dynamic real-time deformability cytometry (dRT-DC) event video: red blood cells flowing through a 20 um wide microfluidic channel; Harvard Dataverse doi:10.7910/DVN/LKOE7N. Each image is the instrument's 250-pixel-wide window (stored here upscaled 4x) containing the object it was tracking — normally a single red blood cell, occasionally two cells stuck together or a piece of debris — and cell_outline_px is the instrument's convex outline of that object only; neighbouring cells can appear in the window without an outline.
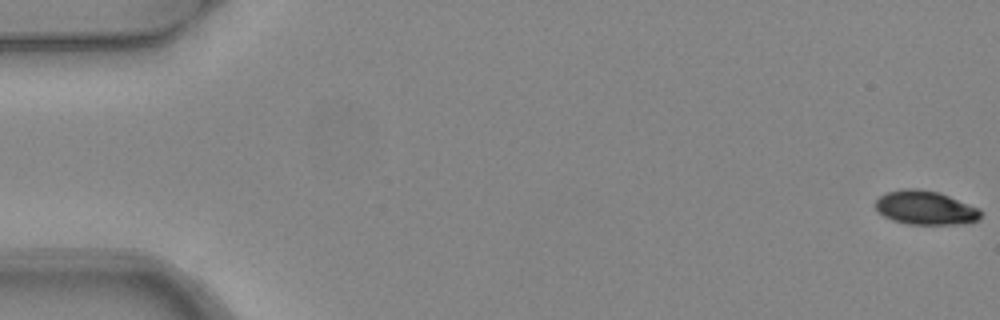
{"species": "common noctule bat (a hibernating species)", "species_latin": "Nyctalus noctula", "temperature_condition": "warm", "stored_images_in_passage": 5, "camera_frame_rate_fps": 3000, "um_per_image_px": 0.085, "animal": {"sex": "female", "body_mass_g": 24.6, "forearm_length_mm": 56.2}, "frame": {"image": 1, "passage_image": 1, "time_ms": 0.0, "image_size_px": [1000, 320], "cell_outline_px": [[984, 212], [980, 220], [964, 224], [908, 224], [892, 220], [876, 212], [876, 200], [880, 196], [888, 192], [904, 188], [916, 188], [940, 192], [980, 208]], "centroid_in_image_um": [78.71, 17.66], "position_along_channel_um": 6.3, "area_um2": 21.15}}
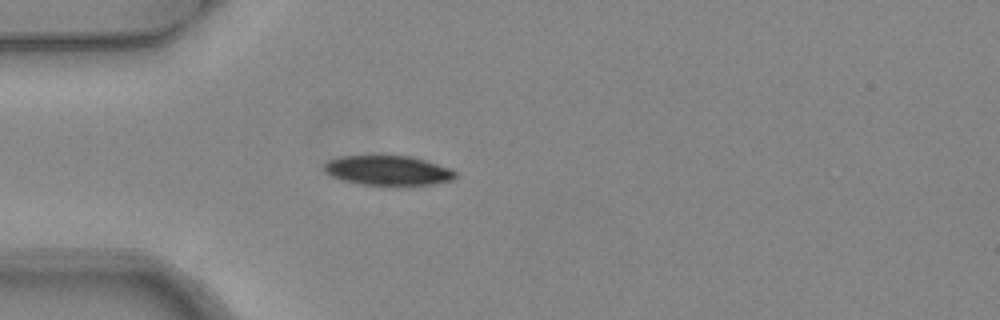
{"frame": {"image": 2, "passage_image": 5, "time_ms": 1.333, "image_size_px": [1000, 320], "cell_outline_px": [[456, 176], [452, 180], [436, 184], [396, 188], [380, 188], [360, 184], [344, 180], [332, 176], [324, 172], [324, 164], [328, 160], [340, 156], [412, 156], [448, 168], [456, 172]], "centroid_in_image_um": [32.98, 14.55], "position_along_channel_um": 52.0, "area_um2": 23.58}}